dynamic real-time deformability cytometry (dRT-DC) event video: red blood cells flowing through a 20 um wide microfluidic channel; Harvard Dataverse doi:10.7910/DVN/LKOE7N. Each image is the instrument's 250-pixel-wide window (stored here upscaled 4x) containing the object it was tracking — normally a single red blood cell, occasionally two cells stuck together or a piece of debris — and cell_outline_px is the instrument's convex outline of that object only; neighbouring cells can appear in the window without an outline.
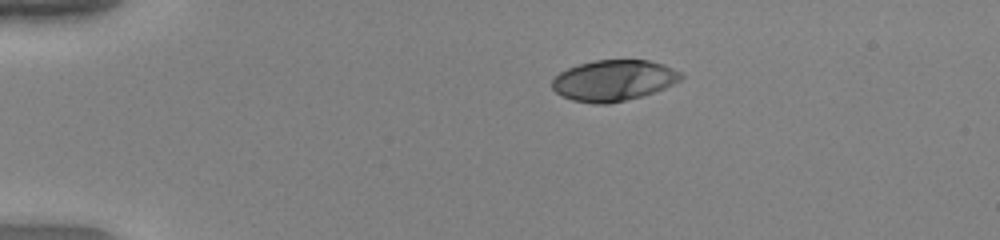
{"species": "human", "species_latin": "Homo sapiens", "temperature_condition": "warm", "stored_images_in_passage": 43, "camera_frame_rate_fps": 3000, "um_per_image_px": 0.085, "donor": {"sex": "female"}, "frame": {"image": 1, "passage_image": 1, "time_ms": 0.0, "image_size_px": [1000, 240], "cell_outline_px": [[684, 76], [680, 80], [664, 88], [640, 96], [608, 104], [596, 104], [572, 100], [556, 92], [552, 88], [552, 80], [560, 72], [568, 68], [580, 64], [596, 60], [648, 60], [664, 64], [680, 72]], "centroid_in_image_um": [52.15, 6.83], "position_along_channel_um": 32.8, "area_um2": 30.4}}
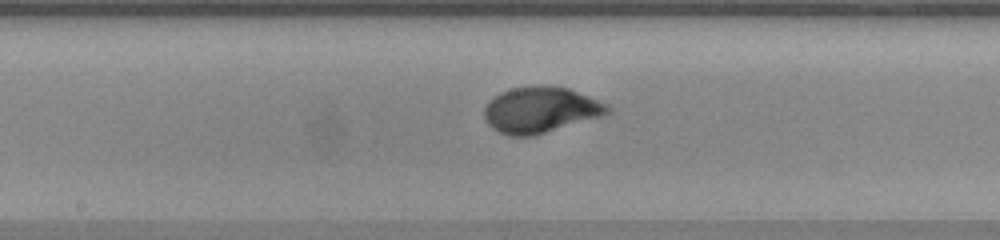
{"frame": {"image": 2, "passage_image": 19, "time_ms": 6.0, "image_size_px": [1000, 240], "cell_outline_px": [[612, 112], [604, 116], [532, 136], [508, 136], [492, 128], [484, 120], [484, 108], [488, 100], [500, 92], [512, 88], [540, 84], [568, 88], [608, 104], [612, 108]], "centroid_in_image_um": [45.94, 9.33], "position_along_channel_um": 202.3, "area_um2": 33.41}}
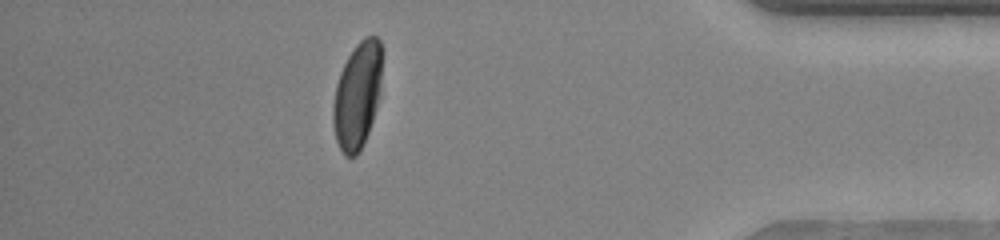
{"frame": {"image": 3, "passage_image": 37, "time_ms": 12.0, "image_size_px": [1000, 240], "cell_outline_px": [[380, 96], [364, 144], [356, 156], [344, 156], [336, 140], [332, 120], [332, 104], [336, 84], [340, 72], [348, 56], [356, 44], [364, 36], [376, 36], [380, 40]], "centroid_in_image_um": [30.34, 8.13], "position_along_channel_um": 404.9, "area_um2": 30.29}, "authors_computed_cell_mechanics": {"area_um2": 32.079, "velocity_mm_per_s": 3.9599, "shape_relaxation_time_tau1_ms": 3.7104, "shape_relaxation_time_tau2_ms": null, "deformation_change_tau1": 0.2406, "deformation_change_tau2": null}}